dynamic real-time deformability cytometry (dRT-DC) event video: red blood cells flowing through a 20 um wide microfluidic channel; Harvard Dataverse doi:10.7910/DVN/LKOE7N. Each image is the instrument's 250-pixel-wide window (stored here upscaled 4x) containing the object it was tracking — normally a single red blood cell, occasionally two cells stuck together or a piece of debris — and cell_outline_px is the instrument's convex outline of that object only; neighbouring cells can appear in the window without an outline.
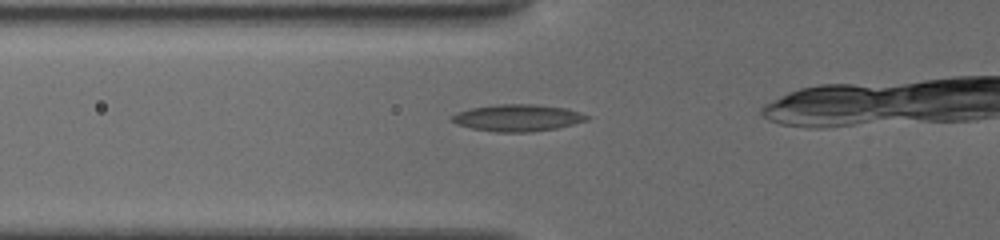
{"species": "common noctule bat (a hibernating species)", "species_latin": "Nyctalus noctula", "temperature_condition": "cold", "stored_images_in_passage": 40, "camera_frame_rate_fps": 3000, "um_per_image_px": 0.085, "animal": {"sex": "female", "body_mass_g": 19.5, "forearm_length_mm": 54.1}, "frame": {"image": 1, "passage_image": 35, "time_ms": 4.667, "image_size_px": [1000, 240], "cell_outline_px": [[592, 116], [588, 120], [556, 128], [532, 132], [496, 132], [472, 128], [456, 124], [448, 120], [448, 116], [472, 108], [496, 104], [536, 104], [564, 108], [580, 112]], "centroid_in_image_um": [43.98, 10.01], "position_along_channel_um": 81.8, "area_um2": 21.21}}